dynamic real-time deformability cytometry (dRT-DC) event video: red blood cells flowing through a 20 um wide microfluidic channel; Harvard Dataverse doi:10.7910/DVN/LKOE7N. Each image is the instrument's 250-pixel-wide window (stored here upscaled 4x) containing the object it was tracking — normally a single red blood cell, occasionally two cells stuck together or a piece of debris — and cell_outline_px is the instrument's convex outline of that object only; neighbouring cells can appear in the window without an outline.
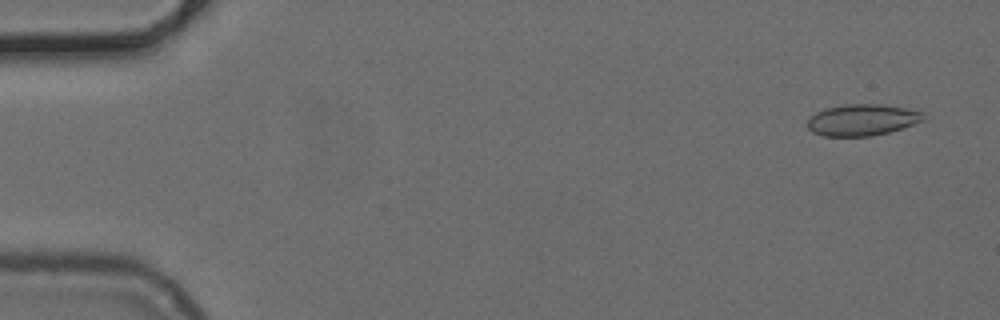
{"species": "common noctule bat (a hibernating species)", "species_latin": "Nyctalus noctula", "temperature_condition": "cold", "stored_images_in_passage": 51, "camera_frame_rate_fps": 3000, "um_per_image_px": 0.085, "animal": {"sex": "female", "body_mass_g": 24.6, "forearm_length_mm": 56.2}, "frame": {"image": 1, "passage_image": 3, "time_ms": 0.667, "image_size_px": [1000, 320], "cell_outline_px": [[924, 120], [888, 132], [872, 136], [824, 136], [812, 132], [808, 128], [808, 120], [816, 112], [828, 108], [848, 104], [884, 104], [904, 108], [920, 112], [924, 116]], "centroid_in_image_um": [73.26, 10.2], "position_along_channel_um": 11.7, "area_um2": 20.87}}
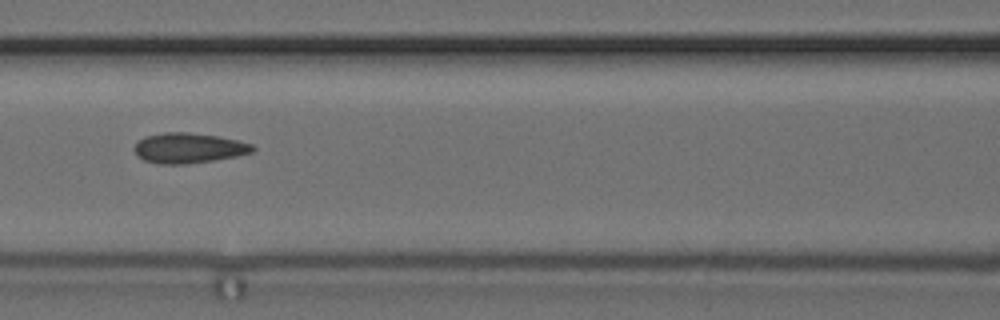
{"frame": {"image": 2, "passage_image": 23, "time_ms": 7.333, "image_size_px": [1000, 320], "cell_outline_px": [[256, 148], [252, 152], [236, 156], [212, 160], [184, 164], [156, 164], [144, 160], [136, 156], [132, 148], [144, 136], [164, 132], [188, 132], [220, 136], [252, 144]], "centroid_in_image_um": [15.99, 12.58], "position_along_channel_um": 150.6, "area_um2": 20.92}}
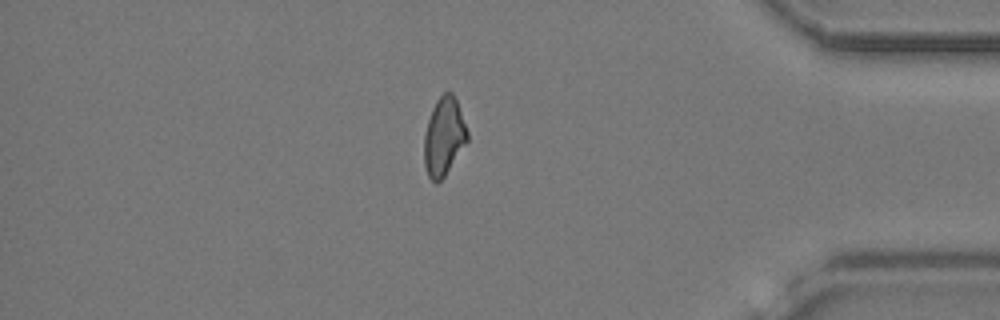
{"frame": {"image": 3, "passage_image": 44, "time_ms": 14.333, "image_size_px": [1000, 320], "cell_outline_px": [[468, 140], [444, 176], [436, 184], [428, 176], [424, 164], [424, 136], [428, 120], [432, 108], [436, 100], [444, 92], [452, 92], [456, 100], [468, 132]], "centroid_in_image_um": [37.71, 11.61], "position_along_channel_um": 397.5, "area_um2": 19.42}}